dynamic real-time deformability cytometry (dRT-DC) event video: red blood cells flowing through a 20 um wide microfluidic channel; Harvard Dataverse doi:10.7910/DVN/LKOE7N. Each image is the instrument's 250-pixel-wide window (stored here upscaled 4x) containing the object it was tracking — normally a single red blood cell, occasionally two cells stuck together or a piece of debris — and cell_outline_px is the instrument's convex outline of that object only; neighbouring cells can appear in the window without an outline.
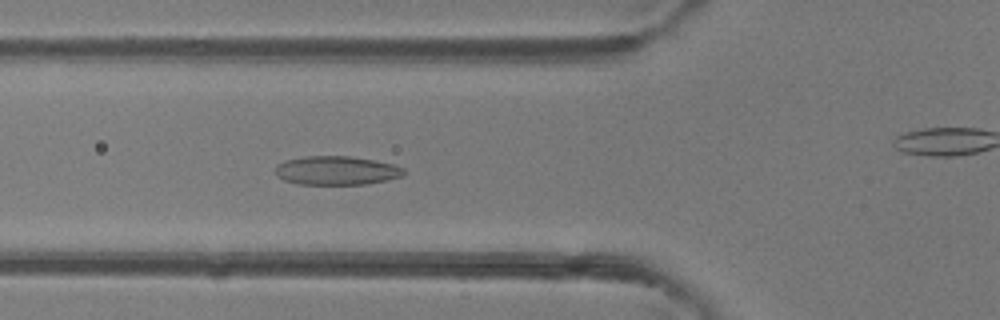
{"species": "common noctule bat (a hibernating species)", "species_latin": "Nyctalus noctula", "temperature_condition": "room temperature", "stored_images_in_passage": 49, "camera_frame_rate_fps": 3000, "um_per_image_px": 0.085, "animal": {"sex": "female"}, "frame": {"image": 1, "passage_image": 18, "time_ms": 5.667, "image_size_px": [1000, 320], "cell_outline_px": [[408, 172], [404, 176], [388, 180], [368, 184], [300, 184], [284, 180], [276, 176], [276, 164], [284, 160], [304, 156], [352, 156], [376, 160], [396, 164], [404, 168]], "centroid_in_image_um": [28.66, 14.48], "position_along_channel_um": 97.1, "area_um2": 22.02}}
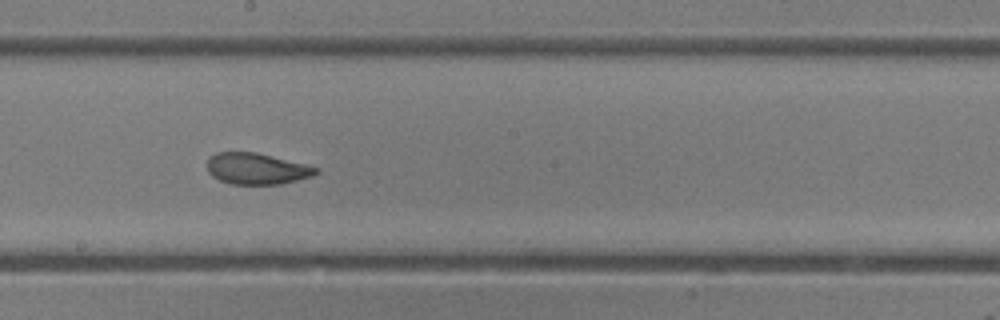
{"frame": {"image": 2, "passage_image": 27, "time_ms": 8.667, "image_size_px": [1000, 320], "cell_outline_px": [[320, 172], [312, 176], [280, 184], [232, 184], [220, 180], [212, 176], [208, 172], [208, 156], [216, 152], [256, 152], [320, 168]], "centroid_in_image_um": [21.81, 14.33], "position_along_channel_um": 226.4, "area_um2": 19.77}}
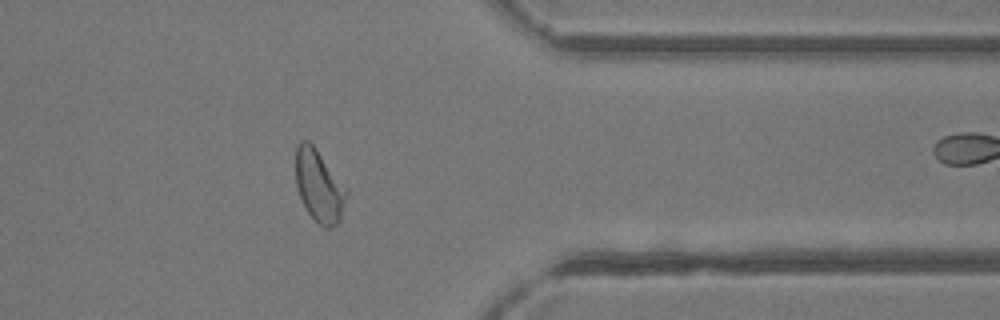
{"frame": {"image": 3, "passage_image": 39, "time_ms": 12.667, "image_size_px": [1000, 320], "cell_outline_px": [[348, 192], [340, 220], [336, 224], [328, 228], [324, 228], [308, 212], [300, 196], [296, 184], [296, 148], [300, 140], [308, 140], [316, 148], [348, 188]], "centroid_in_image_um": [27.14, 15.78], "position_along_channel_um": 384.3, "area_um2": 21.27}, "authors_computed_cell_mechanics": {"area_um2": 22.0218, "velocity_mm_per_s": 4.2847, "shape_relaxation_time_tau1_ms": 3.789, "shape_relaxation_time_tau2_ms": 1.3217, "deformation_change_tau1": 0.1385, "deformation_change_tau2": 0.0625}}